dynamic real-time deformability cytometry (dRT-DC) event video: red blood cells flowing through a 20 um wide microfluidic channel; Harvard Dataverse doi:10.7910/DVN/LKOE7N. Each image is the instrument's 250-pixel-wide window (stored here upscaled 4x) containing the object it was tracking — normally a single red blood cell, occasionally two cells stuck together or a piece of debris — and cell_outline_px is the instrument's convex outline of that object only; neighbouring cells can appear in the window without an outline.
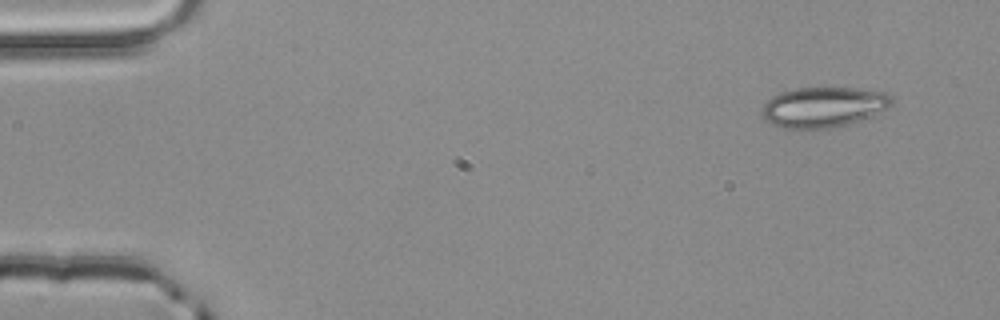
{"species": "common noctule bat (a hibernating species)", "species_latin": "Nyctalus noctula", "temperature_condition": "room temperature", "stored_images_in_passage": 3, "camera_frame_rate_fps": 3000, "um_per_image_px": 0.085, "animal": {"sex": "male", "body_mass_g": 20.4}, "frame": {"image": 1, "passage_image": 1, "time_ms": 0.0, "image_size_px": [1000, 320], "cell_outline_px": [[892, 104], [888, 108], [848, 124], [832, 128], [784, 128], [768, 124], [764, 120], [760, 112], [764, 104], [772, 96], [780, 92], [796, 88], [856, 88], [888, 92], [892, 96]], "centroid_in_image_um": [69.96, 9.1], "position_along_channel_um": 15.0, "area_um2": 30.58}}
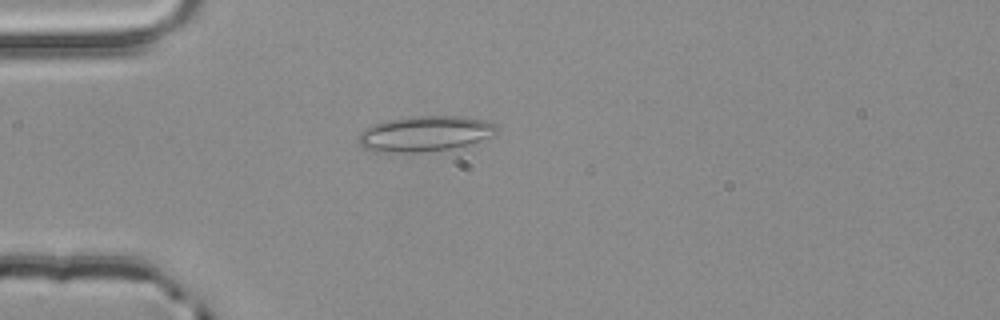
{"frame": {"image": 2, "passage_image": 3, "time_ms": 0.667, "image_size_px": [1000, 320], "cell_outline_px": [[496, 132], [492, 136], [468, 144], [452, 148], [416, 152], [380, 152], [364, 148], [356, 140], [360, 132], [364, 128], [388, 120], [412, 116], [460, 116], [484, 120], [496, 124]], "centroid_in_image_um": [36.09, 11.36], "position_along_channel_um": 48.9, "area_um2": 28.32}}